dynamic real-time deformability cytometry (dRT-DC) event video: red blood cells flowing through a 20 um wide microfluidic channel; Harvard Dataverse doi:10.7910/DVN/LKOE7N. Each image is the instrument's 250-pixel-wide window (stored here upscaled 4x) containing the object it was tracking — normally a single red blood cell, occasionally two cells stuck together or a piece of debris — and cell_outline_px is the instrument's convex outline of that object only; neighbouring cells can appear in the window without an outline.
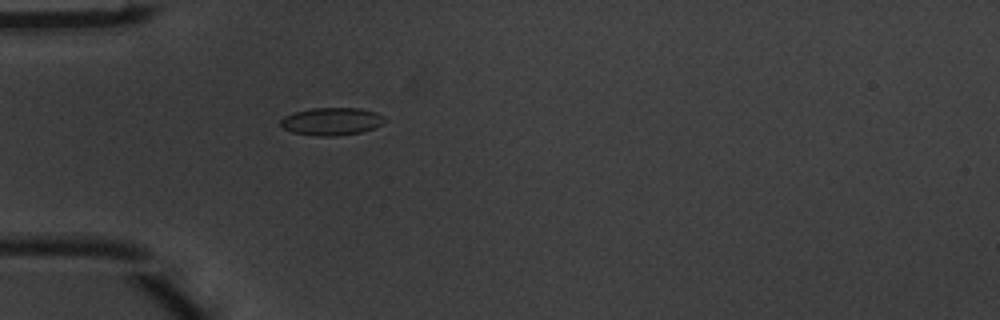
{"species": "common noctule bat (a hibernating species)", "species_latin": "Nyctalus noctula", "temperature_condition": "warm", "stored_images_in_passage": 5, "camera_frame_rate_fps": 3000, "um_per_image_px": 0.085, "animal": {"sex": "male", "body_mass_g": 20.1, "forearm_length_mm": 53.5}, "frame": {"image": 1, "passage_image": 5, "time_ms": 1.333, "image_size_px": [1000, 320], "cell_outline_px": [[388, 120], [372, 128], [360, 132], [336, 136], [316, 136], [292, 132], [284, 128], [280, 124], [280, 120], [284, 116], [296, 112], [312, 108], [360, 108], [376, 112], [384, 116]], "centroid_in_image_um": [28.19, 10.31], "position_along_channel_um": 56.8, "area_um2": 16.7}}